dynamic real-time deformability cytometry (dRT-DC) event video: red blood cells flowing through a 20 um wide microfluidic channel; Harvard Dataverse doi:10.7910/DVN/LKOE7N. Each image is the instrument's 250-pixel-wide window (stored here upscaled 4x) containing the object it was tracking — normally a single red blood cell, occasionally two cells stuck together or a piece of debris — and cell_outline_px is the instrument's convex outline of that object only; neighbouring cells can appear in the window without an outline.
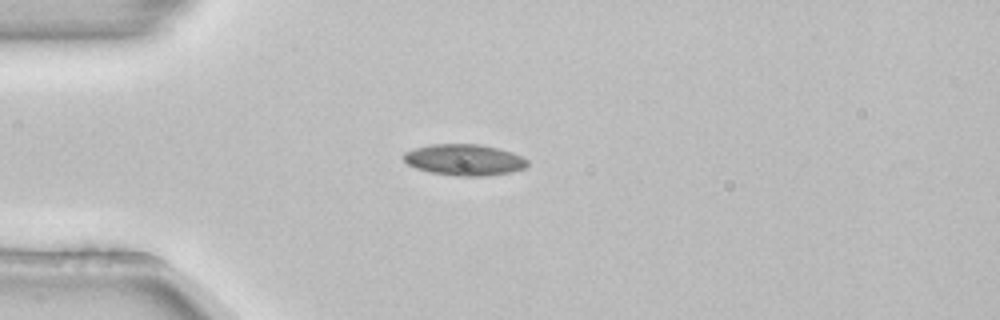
{"species": "common noctule bat (a hibernating species)", "species_latin": "Nyctalus noctula", "temperature_condition": "room temperature", "stored_images_in_passage": 40, "camera_frame_rate_fps": 3000, "um_per_image_px": 0.085, "animal": {"sex": "female", "body_mass_g": 22.7, "forearm_length_mm": 54.2}, "frame": {"image": 1, "passage_image": 1, "time_ms": 0.0, "image_size_px": [1000, 320], "cell_outline_px": [[528, 164], [524, 168], [512, 172], [484, 176], [456, 176], [432, 172], [416, 168], [408, 164], [404, 160], [404, 152], [428, 144], [480, 144], [500, 148], [512, 152], [528, 160]], "centroid_in_image_um": [39.49, 13.58], "position_along_channel_um": 45.5, "area_um2": 22.54}}
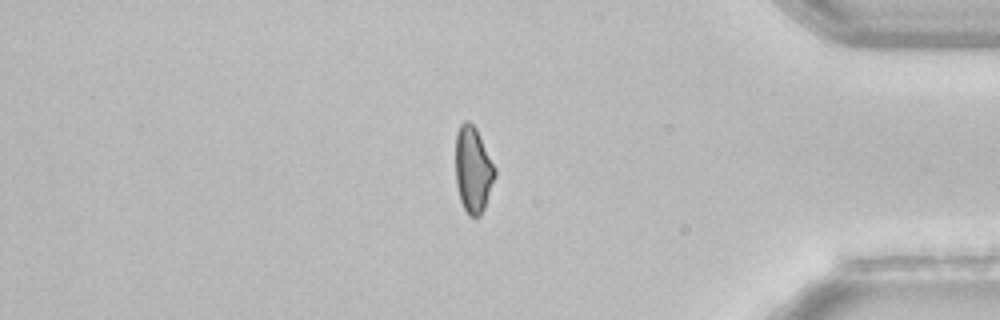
{"frame": {"image": 2, "passage_image": 32, "time_ms": 10.333, "image_size_px": [1000, 320], "cell_outline_px": [[496, 176], [484, 208], [480, 216], [468, 216], [460, 200], [456, 184], [456, 132], [460, 124], [464, 120], [468, 120], [476, 128], [496, 168]], "centroid_in_image_um": [40.21, 14.41], "position_along_channel_um": 395.0, "area_um2": 19.83}}
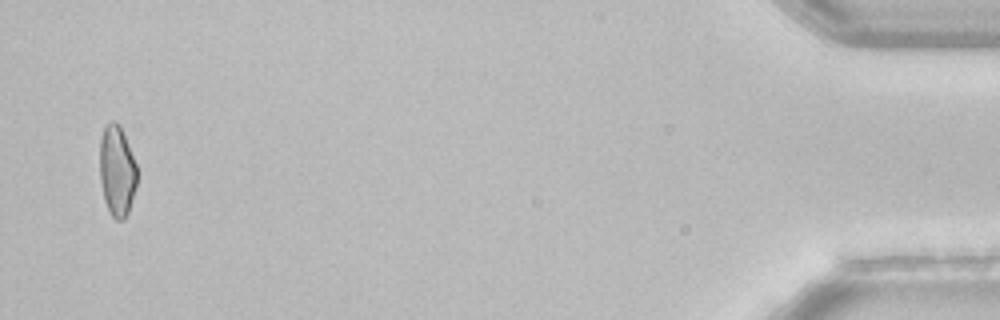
{"frame": {"image": 3, "passage_image": 39, "time_ms": 12.667, "image_size_px": [1000, 320], "cell_outline_px": [[136, 184], [132, 200], [128, 212], [124, 220], [116, 220], [112, 216], [104, 200], [100, 180], [100, 136], [104, 128], [112, 120], [120, 128], [124, 136], [136, 164]], "centroid_in_image_um": [9.92, 14.57], "position_along_channel_um": 425.3, "area_um2": 19.31}, "authors_computed_cell_mechanics": {"area_um2": 20.5768, "velocity_mm_per_s": 3.8548, "shape_relaxation_time_tau1_ms": 7.092, "shape_relaxation_time_tau2_ms": null, "deformation_change_tau1": 0.1533, "deformation_change_tau2": null}}